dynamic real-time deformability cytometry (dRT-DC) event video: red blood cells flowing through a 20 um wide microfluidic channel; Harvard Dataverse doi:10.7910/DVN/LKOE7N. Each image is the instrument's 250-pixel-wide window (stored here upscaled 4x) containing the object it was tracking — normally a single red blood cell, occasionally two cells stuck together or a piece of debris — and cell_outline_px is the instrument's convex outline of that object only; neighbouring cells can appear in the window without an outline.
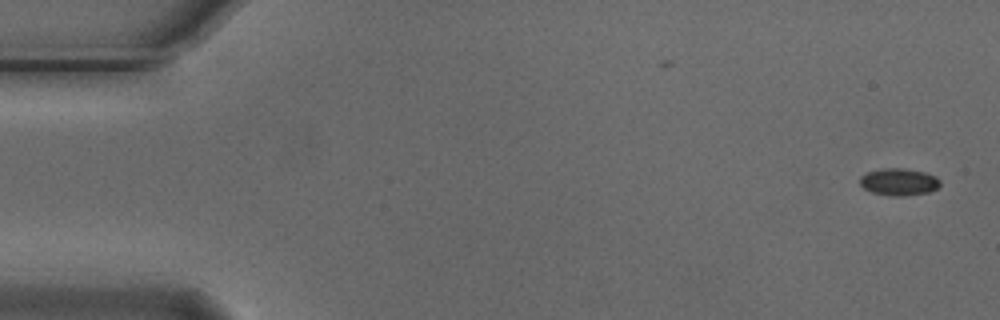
{"species": "Egyptian fruit bat (a non-hibernating species)", "species_latin": "Rousettus aegyptiacus", "temperature_condition": "cold", "stored_images_in_passage": 5, "camera_frame_rate_fps": 3000, "um_per_image_px": 0.085, "animal": {"sex": "male"}, "frame": {"image": 1, "passage_image": 1, "time_ms": 0.0, "image_size_px": [1000, 320], "cell_outline_px": [[940, 184], [936, 188], [928, 192], [904, 196], [892, 196], [872, 192], [864, 188], [860, 184], [860, 176], [868, 172], [880, 168], [900, 168], [924, 172], [936, 176], [940, 180]], "centroid_in_image_um": [76.39, 15.46], "position_along_channel_um": 8.6, "area_um2": 12.6}}
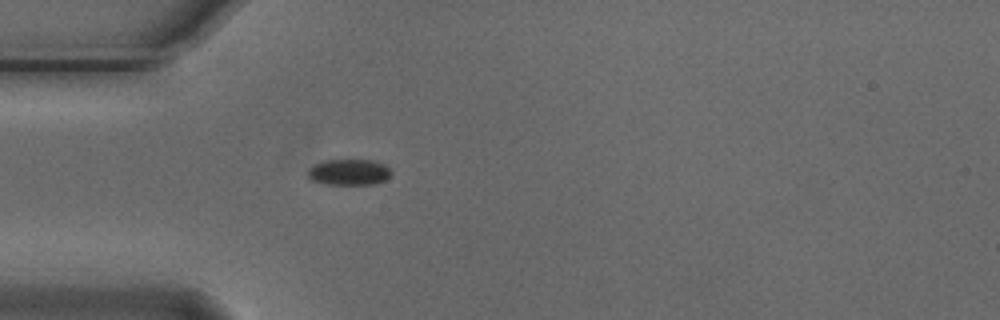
{"frame": {"image": 2, "passage_image": 5, "time_ms": 1.333, "image_size_px": [1000, 320], "cell_outline_px": [[392, 172], [384, 180], [372, 184], [324, 184], [312, 180], [308, 176], [308, 168], [324, 160], [372, 160], [384, 164]], "centroid_in_image_um": [29.64, 14.63], "position_along_channel_um": 55.4, "area_um2": 12.48}}